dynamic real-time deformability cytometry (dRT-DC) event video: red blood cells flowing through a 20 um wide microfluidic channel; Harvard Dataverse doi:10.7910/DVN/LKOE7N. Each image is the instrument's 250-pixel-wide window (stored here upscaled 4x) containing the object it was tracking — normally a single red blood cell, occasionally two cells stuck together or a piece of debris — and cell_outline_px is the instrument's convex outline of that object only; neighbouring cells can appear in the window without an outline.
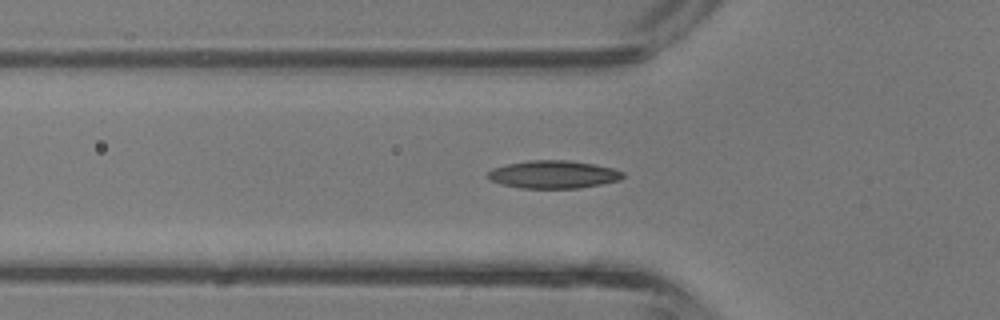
{"species": "common noctule bat (a hibernating species)", "species_latin": "Nyctalus noctula", "temperature_condition": "room temperature", "stored_images_in_passage": 25, "camera_frame_rate_fps": 3000, "um_per_image_px": 0.085, "animal": {"sex": "male", "body_mass_g": 13.3}, "frame": {"image": 1, "passage_image": 2, "time_ms": 0.333, "image_size_px": [1000, 320], "cell_outline_px": [[624, 176], [620, 180], [600, 184], [576, 188], [520, 188], [488, 180], [488, 172], [492, 168], [508, 164], [528, 160], [568, 160], [596, 164], [616, 168], [624, 172]], "centroid_in_image_um": [47.07, 14.82], "position_along_channel_um": 78.7, "area_um2": 21.96}}
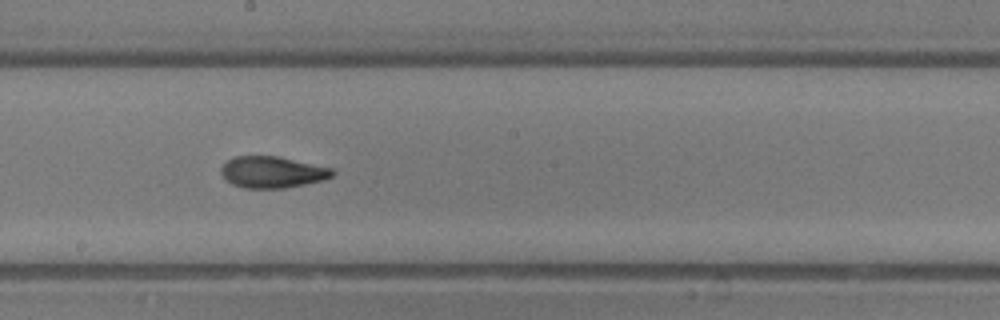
{"frame": {"image": 2, "passage_image": 11, "time_ms": 3.333, "image_size_px": [1000, 320], "cell_outline_px": [[336, 172], [332, 176], [324, 180], [284, 188], [244, 188], [232, 184], [220, 172], [220, 168], [232, 156], [276, 156], [332, 168]], "centroid_in_image_um": [23.14, 14.63], "position_along_channel_um": 225.1, "area_um2": 20.29}}
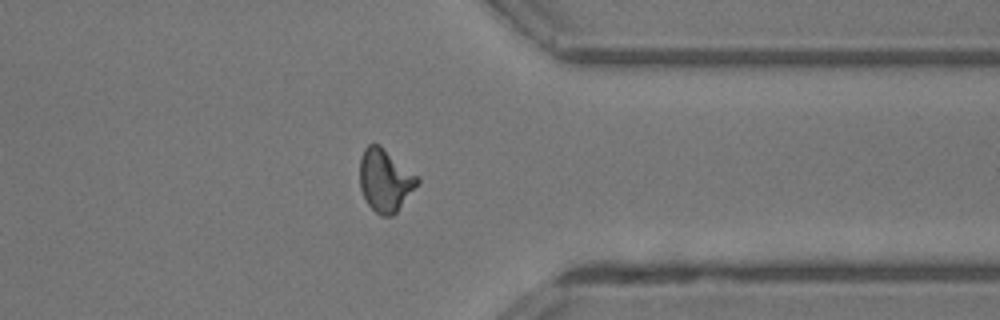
{"frame": {"image": 3, "passage_image": 21, "time_ms": 6.667, "image_size_px": [1000, 320], "cell_outline_px": [[420, 184], [396, 212], [392, 216], [380, 216], [368, 204], [360, 188], [360, 156], [364, 148], [368, 144], [380, 144], [416, 176], [420, 180]], "centroid_in_image_um": [32.73, 15.33], "position_along_channel_um": 378.7, "area_um2": 20.92}, "authors_computed_cell_mechanics": {"area_um2": 20.3456, "velocity_mm_per_s": 4.8381, "shape_relaxation_time_tau1_ms": 4.684, "shape_relaxation_time_tau2_ms": 1.7122, "deformation_change_tau1": 0.1722, "deformation_change_tau2": 0.0776}}